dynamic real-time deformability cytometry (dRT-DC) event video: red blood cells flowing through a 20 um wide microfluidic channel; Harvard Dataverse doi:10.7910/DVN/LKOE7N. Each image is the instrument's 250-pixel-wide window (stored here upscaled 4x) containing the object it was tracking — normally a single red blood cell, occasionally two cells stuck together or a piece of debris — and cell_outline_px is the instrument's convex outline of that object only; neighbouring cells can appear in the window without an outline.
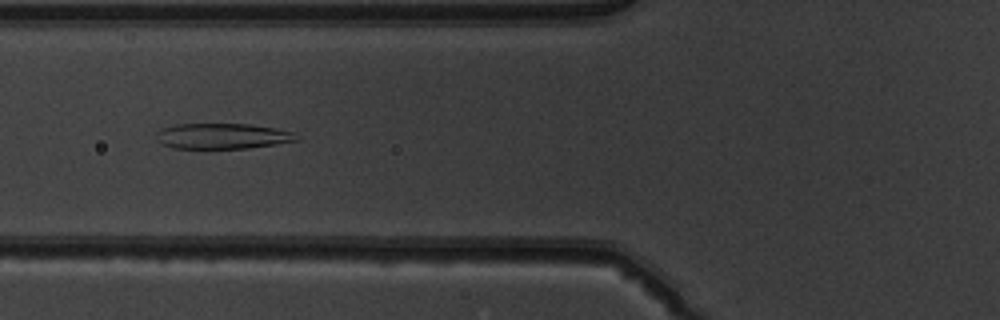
{"species": "common noctule bat (a hibernating species)", "species_latin": "Nyctalus noctula", "temperature_condition": "warm", "stored_images_in_passage": 39, "camera_frame_rate_fps": 3000, "um_per_image_px": 0.085, "animal": {"sex": "male", "body_mass_g": 19.5, "forearm_length_mm": 54.6}, "frame": {"image": 1, "passage_image": 8, "time_ms": 2.333, "image_size_px": [1000, 320], "cell_outline_px": [[300, 140], [276, 144], [248, 148], [172, 148], [160, 144], [156, 140], [156, 132], [160, 128], [176, 124], [248, 124], [272, 128], [292, 132]], "centroid_in_image_um": [18.82, 11.57], "position_along_channel_um": 107.0, "area_um2": 20.87}}
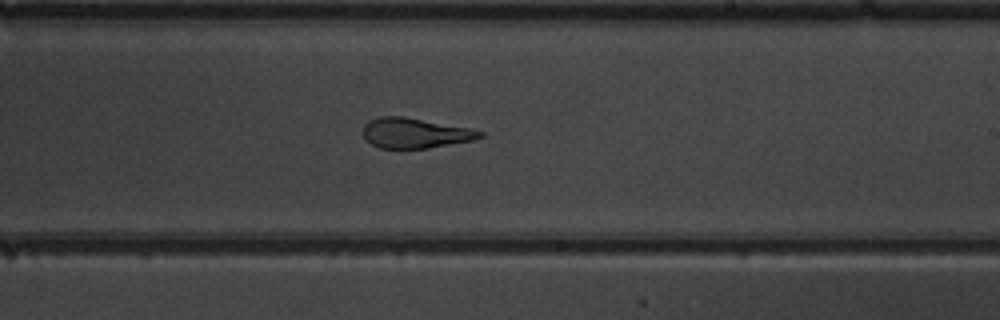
{"frame": {"image": 2, "passage_image": 19, "time_ms": 6.0, "image_size_px": [1000, 320], "cell_outline_px": [[484, 136], [472, 140], [428, 148], [380, 148], [364, 140], [364, 124], [368, 120], [380, 116], [404, 116], [472, 128], [484, 132]], "centroid_in_image_um": [35.27, 11.3], "position_along_channel_um": 253.7, "area_um2": 20.63}}
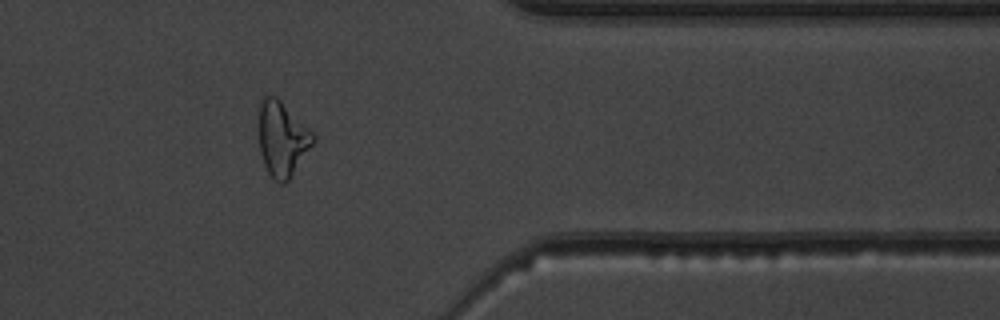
{"frame": {"image": 3, "passage_image": 30, "time_ms": 9.667, "image_size_px": [1000, 320], "cell_outline_px": [[316, 140], [288, 180], [284, 184], [280, 184], [268, 172], [264, 164], [260, 152], [260, 96], [276, 96], [316, 136]], "centroid_in_image_um": [23.99, 11.8], "position_along_channel_um": 387.4, "area_um2": 23.18}, "authors_computed_cell_mechanics": {"area_um2": 21.4438, "velocity_mm_per_s": 4.0106, "shape_relaxation_time_tau1_ms": 8.9229, "shape_relaxation_time_tau2_ms": 1.5674, "deformation_change_tau1": 0.2736, "deformation_change_tau2": 0.1287}}